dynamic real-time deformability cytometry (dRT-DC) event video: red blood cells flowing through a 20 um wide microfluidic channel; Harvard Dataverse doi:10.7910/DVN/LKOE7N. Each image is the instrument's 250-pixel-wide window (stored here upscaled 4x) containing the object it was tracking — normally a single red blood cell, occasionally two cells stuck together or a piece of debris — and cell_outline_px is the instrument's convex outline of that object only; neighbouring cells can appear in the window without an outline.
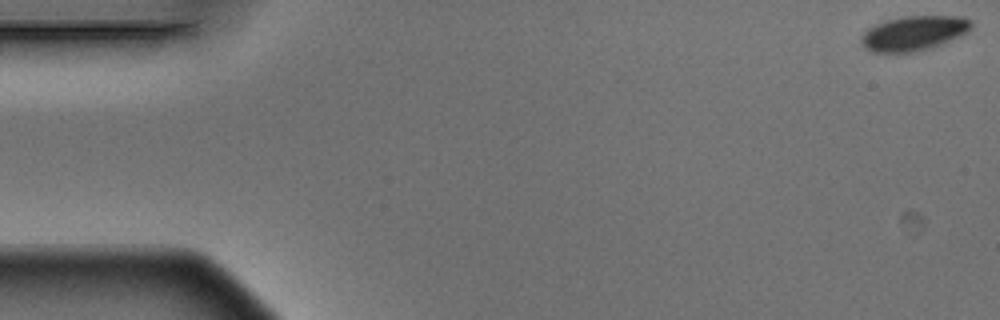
{"species": "Egyptian fruit bat (a non-hibernating species)", "species_latin": "Rousettus aegyptiacus", "temperature_condition": "warm", "stored_images_in_passage": 4, "camera_frame_rate_fps": 3000, "um_per_image_px": 0.085, "animal": {"sex": "male"}, "frame": {"image": 1, "passage_image": 1, "time_ms": 0.0, "image_size_px": [1000, 320], "cell_outline_px": [[972, 28], [968, 32], [960, 36], [940, 44], [916, 52], [872, 52], [860, 40], [864, 32], [868, 28], [876, 24], [888, 20], [904, 16], [960, 16], [972, 20]], "centroid_in_image_um": [77.71, 2.81], "position_along_channel_um": 7.3, "area_um2": 22.02}}
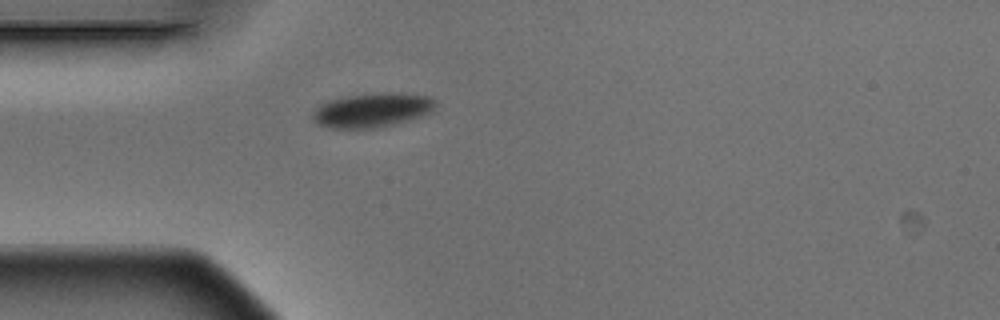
{"frame": {"image": 2, "passage_image": 4, "time_ms": 1.0, "image_size_px": [1000, 320], "cell_outline_px": [[436, 104], [432, 112], [420, 116], [380, 128], [332, 128], [320, 124], [312, 120], [312, 112], [320, 104], [328, 100], [348, 96], [384, 92], [400, 92], [432, 96], [436, 100]], "centroid_in_image_um": [31.67, 9.34], "position_along_channel_um": 53.3, "area_um2": 24.68}}